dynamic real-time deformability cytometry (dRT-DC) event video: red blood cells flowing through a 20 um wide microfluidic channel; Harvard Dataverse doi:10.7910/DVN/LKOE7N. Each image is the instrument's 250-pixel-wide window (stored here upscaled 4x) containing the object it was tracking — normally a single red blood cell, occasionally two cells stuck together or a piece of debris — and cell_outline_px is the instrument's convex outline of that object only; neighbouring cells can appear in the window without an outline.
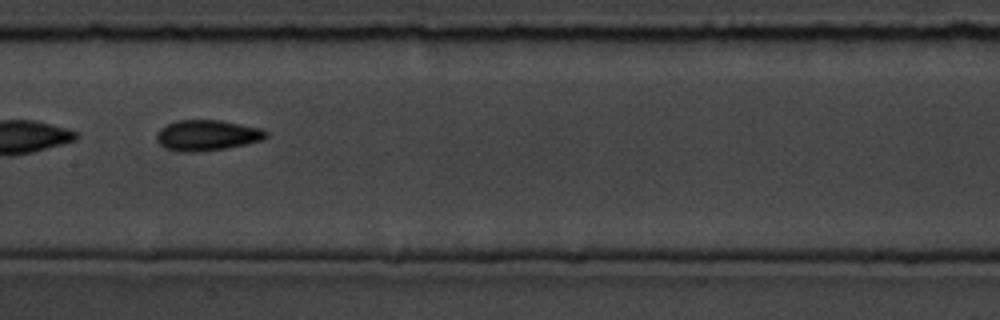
{"species": "common noctule bat (a hibernating species)", "species_latin": "Nyctalus noctula", "temperature_condition": "room temperature", "stored_images_in_passage": 12, "camera_frame_rate_fps": 3000, "um_per_image_px": 0.085, "animal": {"sex": "male", "body_mass_g": 19.5, "forearm_length_mm": 54.6}, "frame": {"image": 1, "passage_image": 9, "time_ms": 9.0, "image_size_px": [1000, 320], "cell_outline_px": [[268, 136], [264, 140], [224, 148], [196, 152], [176, 152], [164, 148], [156, 140], [156, 136], [160, 128], [176, 120], [220, 120], [264, 128], [268, 132]], "centroid_in_image_um": [17.61, 11.5], "position_along_channel_um": 189.8, "area_um2": 19.77}}
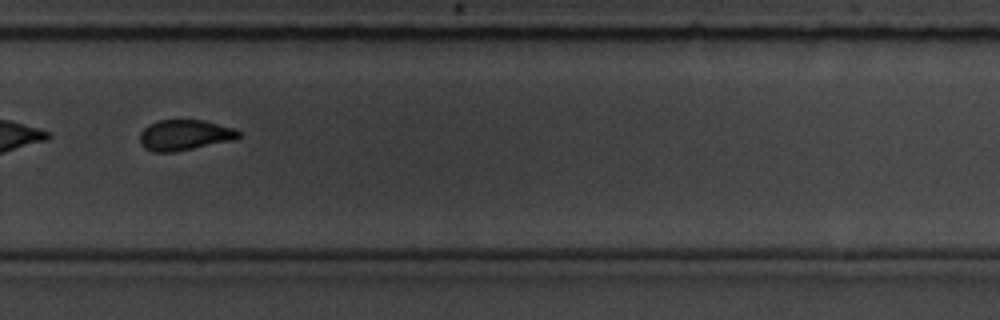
{"frame": {"image": 2, "passage_image": 12, "time_ms": 12.333, "image_size_px": [1000, 320], "cell_outline_px": [[240, 136], [232, 140], [176, 152], [152, 152], [144, 148], [140, 144], [140, 132], [148, 124], [160, 120], [204, 120], [236, 128], [240, 132]], "centroid_in_image_um": [15.68, 11.48], "position_along_channel_um": 314.1, "area_um2": 17.74}}